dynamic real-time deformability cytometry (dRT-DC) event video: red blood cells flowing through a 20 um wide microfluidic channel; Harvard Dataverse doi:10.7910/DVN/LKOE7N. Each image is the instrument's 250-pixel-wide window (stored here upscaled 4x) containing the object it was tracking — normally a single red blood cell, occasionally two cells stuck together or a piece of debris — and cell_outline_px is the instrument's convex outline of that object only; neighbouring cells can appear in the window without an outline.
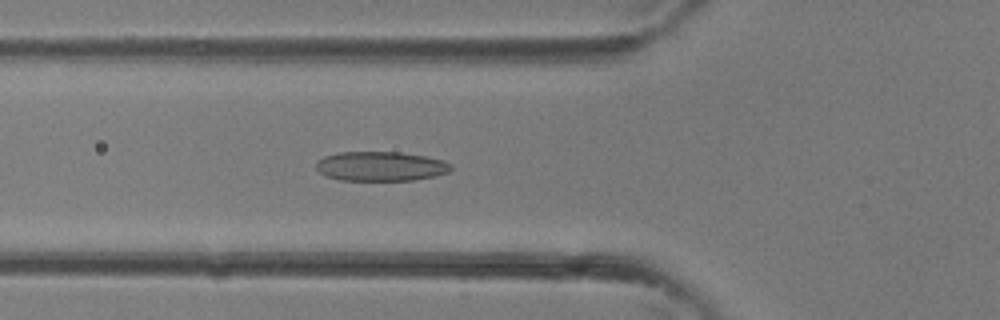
{"species": "common noctule bat (a hibernating species)", "species_latin": "Nyctalus noctula", "temperature_condition": "room temperature", "stored_images_in_passage": 27, "camera_frame_rate_fps": 3000, "um_per_image_px": 0.085, "animal": {"sex": "female"}, "frame": {"image": 1, "passage_image": 5, "time_ms": 1.333, "image_size_px": [1000, 320], "cell_outline_px": [[452, 168], [448, 172], [436, 176], [412, 180], [340, 180], [324, 176], [316, 168], [316, 160], [324, 156], [336, 152], [400, 152], [424, 156], [444, 160], [452, 164]], "centroid_in_image_um": [32.34, 14.13], "position_along_channel_um": 93.5, "area_um2": 23.35}}
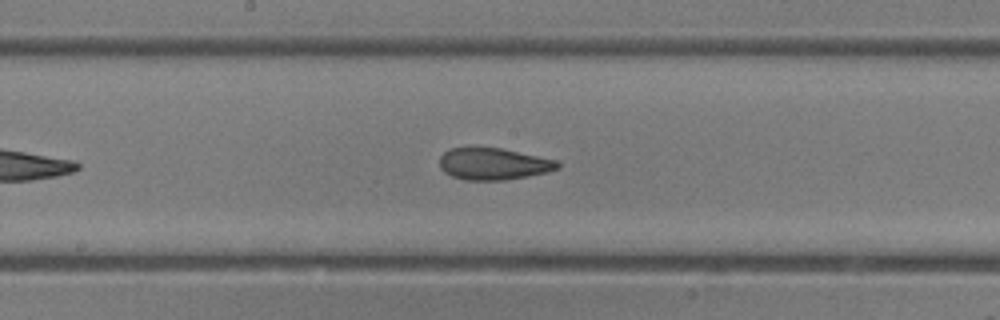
{"frame": {"image": 2, "passage_image": 11, "time_ms": 3.333, "image_size_px": [1000, 320], "cell_outline_px": [[560, 168], [548, 172], [528, 176], [504, 180], [464, 180], [452, 176], [444, 172], [440, 168], [440, 156], [448, 148], [500, 148], [560, 160]], "centroid_in_image_um": [41.97, 13.93], "position_along_channel_um": 206.2, "area_um2": 22.02}}
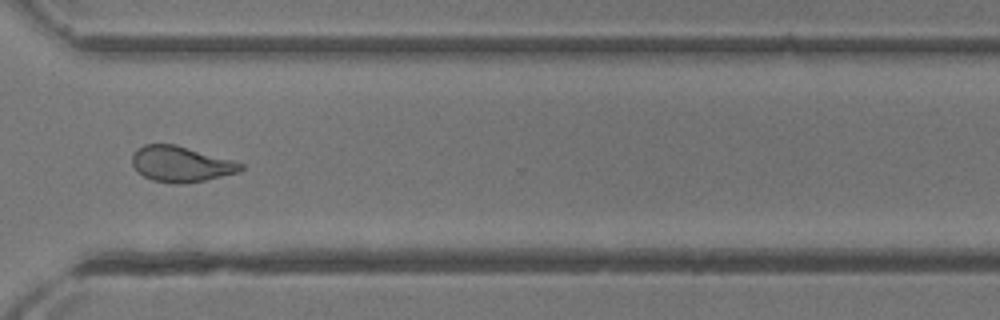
{"frame": {"image": 3, "passage_image": 19, "time_ms": 6.0, "image_size_px": [1000, 320], "cell_outline_px": [[244, 168], [240, 172], [204, 180], [180, 184], [152, 180], [144, 176], [132, 164], [132, 156], [136, 148], [144, 144], [176, 144], [232, 160], [244, 164]], "centroid_in_image_um": [15.38, 13.93], "position_along_channel_um": 355.2, "area_um2": 22.43}}